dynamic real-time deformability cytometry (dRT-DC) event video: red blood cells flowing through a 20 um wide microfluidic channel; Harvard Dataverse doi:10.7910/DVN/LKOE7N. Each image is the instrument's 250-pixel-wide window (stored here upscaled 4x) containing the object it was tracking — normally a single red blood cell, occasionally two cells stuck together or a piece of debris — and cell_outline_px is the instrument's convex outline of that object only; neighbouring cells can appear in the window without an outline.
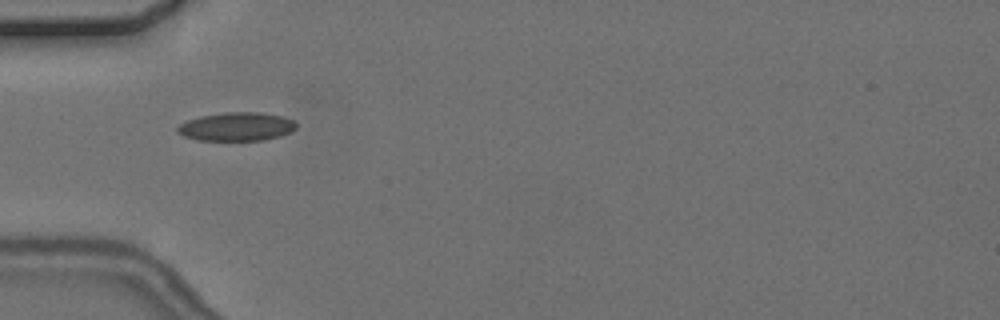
{"species": "common noctule bat (a hibernating species)", "species_latin": "Nyctalus noctula", "temperature_condition": "cold", "stored_images_in_passage": 4, "camera_frame_rate_fps": 3000, "um_per_image_px": 0.085, "animal": {"sex": "female", "body_mass_g": 24.6, "forearm_length_mm": 56.2}, "frame": {"image": 1, "passage_image": 2, "time_ms": 1.333, "image_size_px": [1000, 320], "cell_outline_px": [[296, 128], [292, 132], [280, 136], [264, 140], [196, 140], [184, 136], [176, 132], [176, 128], [180, 124], [188, 120], [200, 116], [224, 112], [260, 112], [280, 116], [296, 120]], "centroid_in_image_um": [20.12, 10.76], "position_along_channel_um": 64.9, "area_um2": 19.88}}
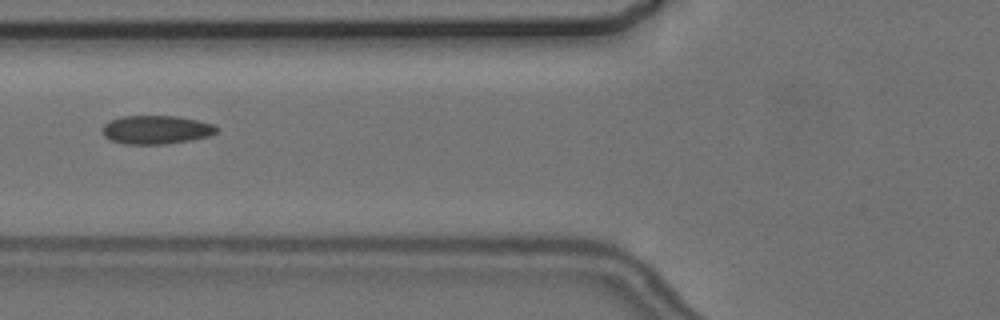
{"frame": {"image": 2, "passage_image": 3, "time_ms": 2.667, "image_size_px": [1000, 320], "cell_outline_px": [[220, 128], [216, 132], [208, 136], [192, 140], [164, 144], [124, 144], [112, 140], [104, 136], [100, 132], [104, 124], [120, 116], [176, 116], [216, 124]], "centroid_in_image_um": [13.28, 11.03], "position_along_channel_um": 112.5, "area_um2": 19.13}}